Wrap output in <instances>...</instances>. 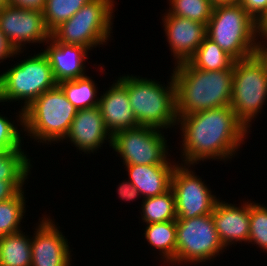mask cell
Here are the masks:
<instances>
[{"instance_id":"ac0fdd59","label":"cell","mask_w":267,"mask_h":266,"mask_svg":"<svg viewBox=\"0 0 267 266\" xmlns=\"http://www.w3.org/2000/svg\"><path fill=\"white\" fill-rule=\"evenodd\" d=\"M109 86V89L100 94L98 105L106 129L113 135L124 129L138 127L127 89L118 80H114Z\"/></svg>"},{"instance_id":"cb8c5ba5","label":"cell","mask_w":267,"mask_h":266,"mask_svg":"<svg viewBox=\"0 0 267 266\" xmlns=\"http://www.w3.org/2000/svg\"><path fill=\"white\" fill-rule=\"evenodd\" d=\"M141 202V219L145 224L177 219L175 195L171 188L162 195L142 198Z\"/></svg>"},{"instance_id":"9a60e30c","label":"cell","mask_w":267,"mask_h":266,"mask_svg":"<svg viewBox=\"0 0 267 266\" xmlns=\"http://www.w3.org/2000/svg\"><path fill=\"white\" fill-rule=\"evenodd\" d=\"M64 140L69 141L77 152L87 155L102 149L106 142L111 147L112 135L106 129L99 106L78 110Z\"/></svg>"},{"instance_id":"3957f363","label":"cell","mask_w":267,"mask_h":266,"mask_svg":"<svg viewBox=\"0 0 267 266\" xmlns=\"http://www.w3.org/2000/svg\"><path fill=\"white\" fill-rule=\"evenodd\" d=\"M116 79L127 89L129 102L139 126L161 130L172 127L178 129L175 127L178 118L172 73L167 81L168 85L154 78L148 79L133 74H124Z\"/></svg>"},{"instance_id":"ba28073f","label":"cell","mask_w":267,"mask_h":266,"mask_svg":"<svg viewBox=\"0 0 267 266\" xmlns=\"http://www.w3.org/2000/svg\"><path fill=\"white\" fill-rule=\"evenodd\" d=\"M232 87L230 106L250 132L267 101V72L255 55L234 62Z\"/></svg>"},{"instance_id":"603a6c76","label":"cell","mask_w":267,"mask_h":266,"mask_svg":"<svg viewBox=\"0 0 267 266\" xmlns=\"http://www.w3.org/2000/svg\"><path fill=\"white\" fill-rule=\"evenodd\" d=\"M91 78L86 75L82 78L62 81L57 85L76 109L92 108L99 105V96L97 93L98 84Z\"/></svg>"},{"instance_id":"d6a6232c","label":"cell","mask_w":267,"mask_h":266,"mask_svg":"<svg viewBox=\"0 0 267 266\" xmlns=\"http://www.w3.org/2000/svg\"><path fill=\"white\" fill-rule=\"evenodd\" d=\"M245 10L257 20L267 8V0H239Z\"/></svg>"},{"instance_id":"30bf717a","label":"cell","mask_w":267,"mask_h":266,"mask_svg":"<svg viewBox=\"0 0 267 266\" xmlns=\"http://www.w3.org/2000/svg\"><path fill=\"white\" fill-rule=\"evenodd\" d=\"M164 130L138 126L112 135L111 148L124 165H177L171 160Z\"/></svg>"},{"instance_id":"2e32d148","label":"cell","mask_w":267,"mask_h":266,"mask_svg":"<svg viewBox=\"0 0 267 266\" xmlns=\"http://www.w3.org/2000/svg\"><path fill=\"white\" fill-rule=\"evenodd\" d=\"M241 205L224 200H218L212 212V219L219 239L227 249L232 244L244 242L249 239L250 231V201L242 200Z\"/></svg>"},{"instance_id":"e575fe53","label":"cell","mask_w":267,"mask_h":266,"mask_svg":"<svg viewBox=\"0 0 267 266\" xmlns=\"http://www.w3.org/2000/svg\"><path fill=\"white\" fill-rule=\"evenodd\" d=\"M46 0H9V5L43 11Z\"/></svg>"},{"instance_id":"d4e9b609","label":"cell","mask_w":267,"mask_h":266,"mask_svg":"<svg viewBox=\"0 0 267 266\" xmlns=\"http://www.w3.org/2000/svg\"><path fill=\"white\" fill-rule=\"evenodd\" d=\"M25 196L24 190H20L14 197L0 202V237L23 229L21 222L27 212Z\"/></svg>"},{"instance_id":"5bb4252c","label":"cell","mask_w":267,"mask_h":266,"mask_svg":"<svg viewBox=\"0 0 267 266\" xmlns=\"http://www.w3.org/2000/svg\"><path fill=\"white\" fill-rule=\"evenodd\" d=\"M163 30L174 65L187 62L206 37V25L187 18L174 16L165 10Z\"/></svg>"},{"instance_id":"ffe728a7","label":"cell","mask_w":267,"mask_h":266,"mask_svg":"<svg viewBox=\"0 0 267 266\" xmlns=\"http://www.w3.org/2000/svg\"><path fill=\"white\" fill-rule=\"evenodd\" d=\"M144 236L153 251L158 249L164 266L176 258V220L145 225ZM155 249V250H154Z\"/></svg>"},{"instance_id":"83f0119b","label":"cell","mask_w":267,"mask_h":266,"mask_svg":"<svg viewBox=\"0 0 267 266\" xmlns=\"http://www.w3.org/2000/svg\"><path fill=\"white\" fill-rule=\"evenodd\" d=\"M168 13L207 25L213 13L211 0H168Z\"/></svg>"},{"instance_id":"f1b7e54d","label":"cell","mask_w":267,"mask_h":266,"mask_svg":"<svg viewBox=\"0 0 267 266\" xmlns=\"http://www.w3.org/2000/svg\"><path fill=\"white\" fill-rule=\"evenodd\" d=\"M16 114L17 121L11 120L7 116H3L0 112V151L21 150L24 145L23 136L21 137V133L22 135L24 133L22 131L24 130L23 111L20 109ZM18 126L19 128H22L18 129Z\"/></svg>"},{"instance_id":"44dd1931","label":"cell","mask_w":267,"mask_h":266,"mask_svg":"<svg viewBox=\"0 0 267 266\" xmlns=\"http://www.w3.org/2000/svg\"><path fill=\"white\" fill-rule=\"evenodd\" d=\"M31 236L23 230L0 237L1 266H31Z\"/></svg>"},{"instance_id":"836d02e7","label":"cell","mask_w":267,"mask_h":266,"mask_svg":"<svg viewBox=\"0 0 267 266\" xmlns=\"http://www.w3.org/2000/svg\"><path fill=\"white\" fill-rule=\"evenodd\" d=\"M22 53H24V51H16L10 45L3 32L0 30V64L4 60H8L10 57L14 59V56L17 57V55H20Z\"/></svg>"},{"instance_id":"d590c367","label":"cell","mask_w":267,"mask_h":266,"mask_svg":"<svg viewBox=\"0 0 267 266\" xmlns=\"http://www.w3.org/2000/svg\"><path fill=\"white\" fill-rule=\"evenodd\" d=\"M254 55L263 64L267 72V37L257 38Z\"/></svg>"},{"instance_id":"7a4b0ae2","label":"cell","mask_w":267,"mask_h":266,"mask_svg":"<svg viewBox=\"0 0 267 266\" xmlns=\"http://www.w3.org/2000/svg\"><path fill=\"white\" fill-rule=\"evenodd\" d=\"M234 70L206 71L188 62L172 69L177 117L230 106Z\"/></svg>"},{"instance_id":"6da1fadb","label":"cell","mask_w":267,"mask_h":266,"mask_svg":"<svg viewBox=\"0 0 267 266\" xmlns=\"http://www.w3.org/2000/svg\"><path fill=\"white\" fill-rule=\"evenodd\" d=\"M182 144L181 164L195 166L208 160H232L248 138V129L231 106H223L177 117ZM238 151V152H237ZM183 162V163H182Z\"/></svg>"},{"instance_id":"7c38bea8","label":"cell","mask_w":267,"mask_h":266,"mask_svg":"<svg viewBox=\"0 0 267 266\" xmlns=\"http://www.w3.org/2000/svg\"><path fill=\"white\" fill-rule=\"evenodd\" d=\"M0 30L16 51L26 50L28 43L30 46L41 43L47 45L46 42L51 37L41 10L24 9L12 5H7L0 10Z\"/></svg>"},{"instance_id":"e0dca14e","label":"cell","mask_w":267,"mask_h":266,"mask_svg":"<svg viewBox=\"0 0 267 266\" xmlns=\"http://www.w3.org/2000/svg\"><path fill=\"white\" fill-rule=\"evenodd\" d=\"M48 45L42 51L52 68L56 83L82 78L86 73V59L88 51L84 46L65 44L53 39L46 42ZM86 64V65H85Z\"/></svg>"},{"instance_id":"d6986e66","label":"cell","mask_w":267,"mask_h":266,"mask_svg":"<svg viewBox=\"0 0 267 266\" xmlns=\"http://www.w3.org/2000/svg\"><path fill=\"white\" fill-rule=\"evenodd\" d=\"M176 165H125L128 181L141 197L150 198L164 194L171 188V176Z\"/></svg>"},{"instance_id":"5b68a950","label":"cell","mask_w":267,"mask_h":266,"mask_svg":"<svg viewBox=\"0 0 267 266\" xmlns=\"http://www.w3.org/2000/svg\"><path fill=\"white\" fill-rule=\"evenodd\" d=\"M206 34L235 61L254 55L256 20L239 3L215 5Z\"/></svg>"},{"instance_id":"8fae6325","label":"cell","mask_w":267,"mask_h":266,"mask_svg":"<svg viewBox=\"0 0 267 266\" xmlns=\"http://www.w3.org/2000/svg\"><path fill=\"white\" fill-rule=\"evenodd\" d=\"M193 167L177 163L172 172L171 189L175 195L177 219L212 214L217 201L221 199L216 197L204 179L191 169Z\"/></svg>"},{"instance_id":"484cf974","label":"cell","mask_w":267,"mask_h":266,"mask_svg":"<svg viewBox=\"0 0 267 266\" xmlns=\"http://www.w3.org/2000/svg\"><path fill=\"white\" fill-rule=\"evenodd\" d=\"M31 163L30 156L23 148L21 150L0 151V180L28 181L31 168H33Z\"/></svg>"},{"instance_id":"4316f807","label":"cell","mask_w":267,"mask_h":266,"mask_svg":"<svg viewBox=\"0 0 267 266\" xmlns=\"http://www.w3.org/2000/svg\"><path fill=\"white\" fill-rule=\"evenodd\" d=\"M90 1L91 0H46L42 12L47 29L52 32Z\"/></svg>"},{"instance_id":"8992f818","label":"cell","mask_w":267,"mask_h":266,"mask_svg":"<svg viewBox=\"0 0 267 266\" xmlns=\"http://www.w3.org/2000/svg\"><path fill=\"white\" fill-rule=\"evenodd\" d=\"M115 5V0H91L56 27L50 38L65 44L84 46L90 51L107 45L113 37Z\"/></svg>"},{"instance_id":"52a82bcc","label":"cell","mask_w":267,"mask_h":266,"mask_svg":"<svg viewBox=\"0 0 267 266\" xmlns=\"http://www.w3.org/2000/svg\"><path fill=\"white\" fill-rule=\"evenodd\" d=\"M24 58L0 74V103L4 105L3 102L21 101L22 111L41 94L57 85L52 68L43 52Z\"/></svg>"},{"instance_id":"4dcf8cb0","label":"cell","mask_w":267,"mask_h":266,"mask_svg":"<svg viewBox=\"0 0 267 266\" xmlns=\"http://www.w3.org/2000/svg\"><path fill=\"white\" fill-rule=\"evenodd\" d=\"M26 183L27 181L0 180V202L14 197L20 190H25Z\"/></svg>"},{"instance_id":"1f68e13d","label":"cell","mask_w":267,"mask_h":266,"mask_svg":"<svg viewBox=\"0 0 267 266\" xmlns=\"http://www.w3.org/2000/svg\"><path fill=\"white\" fill-rule=\"evenodd\" d=\"M118 198L123 201H135L139 198H142L139 191L132 185V183L128 180H123L117 186Z\"/></svg>"},{"instance_id":"277c9868","label":"cell","mask_w":267,"mask_h":266,"mask_svg":"<svg viewBox=\"0 0 267 266\" xmlns=\"http://www.w3.org/2000/svg\"><path fill=\"white\" fill-rule=\"evenodd\" d=\"M77 111L56 85L23 111L24 136H30L31 141L45 145L63 143Z\"/></svg>"},{"instance_id":"7402d4cb","label":"cell","mask_w":267,"mask_h":266,"mask_svg":"<svg viewBox=\"0 0 267 266\" xmlns=\"http://www.w3.org/2000/svg\"><path fill=\"white\" fill-rule=\"evenodd\" d=\"M187 62L196 69L218 71L234 70L235 60L206 36Z\"/></svg>"},{"instance_id":"8d00e7d4","label":"cell","mask_w":267,"mask_h":266,"mask_svg":"<svg viewBox=\"0 0 267 266\" xmlns=\"http://www.w3.org/2000/svg\"><path fill=\"white\" fill-rule=\"evenodd\" d=\"M256 35L257 38L267 37V8L256 20Z\"/></svg>"},{"instance_id":"4fadbf2b","label":"cell","mask_w":267,"mask_h":266,"mask_svg":"<svg viewBox=\"0 0 267 266\" xmlns=\"http://www.w3.org/2000/svg\"><path fill=\"white\" fill-rule=\"evenodd\" d=\"M54 220V221H53ZM55 219L39 218L31 237V266H71L70 242ZM58 226V227H57Z\"/></svg>"},{"instance_id":"74e56055","label":"cell","mask_w":267,"mask_h":266,"mask_svg":"<svg viewBox=\"0 0 267 266\" xmlns=\"http://www.w3.org/2000/svg\"><path fill=\"white\" fill-rule=\"evenodd\" d=\"M214 5L239 3V0H211Z\"/></svg>"},{"instance_id":"9c48e42d","label":"cell","mask_w":267,"mask_h":266,"mask_svg":"<svg viewBox=\"0 0 267 266\" xmlns=\"http://www.w3.org/2000/svg\"><path fill=\"white\" fill-rule=\"evenodd\" d=\"M216 231L212 214L176 219V258L174 265H199L213 261L225 250ZM205 262V263H204Z\"/></svg>"},{"instance_id":"f546056e","label":"cell","mask_w":267,"mask_h":266,"mask_svg":"<svg viewBox=\"0 0 267 266\" xmlns=\"http://www.w3.org/2000/svg\"><path fill=\"white\" fill-rule=\"evenodd\" d=\"M258 245L267 253V206L250 200V231L247 244Z\"/></svg>"},{"instance_id":"f35d334b","label":"cell","mask_w":267,"mask_h":266,"mask_svg":"<svg viewBox=\"0 0 267 266\" xmlns=\"http://www.w3.org/2000/svg\"><path fill=\"white\" fill-rule=\"evenodd\" d=\"M7 5H9V0H0V10Z\"/></svg>"}]
</instances>
